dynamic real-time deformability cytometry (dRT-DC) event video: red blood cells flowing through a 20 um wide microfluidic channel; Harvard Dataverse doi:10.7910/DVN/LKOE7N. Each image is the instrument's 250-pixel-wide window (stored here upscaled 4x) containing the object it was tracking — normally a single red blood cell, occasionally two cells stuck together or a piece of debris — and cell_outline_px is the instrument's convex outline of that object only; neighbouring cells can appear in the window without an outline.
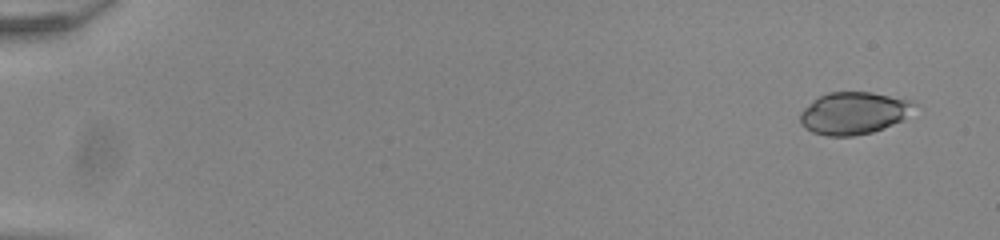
{"species": "common noctule bat (a hibernating species)", "species_latin": "Nyctalus noctula", "temperature_condition": "room temperature", "stored_images_in_passage": 17, "camera_frame_rate_fps": 3000, "um_per_image_px": 0.085, "animal": {"sex": "male", "body_mass_g": 20.0, "forearm_length_mm": 53.3}, "frame": {"image": 1, "passage_image": 1, "time_ms": 0.0, "image_size_px": [1000, 240], "cell_outline_px": [[916, 104], [900, 120], [884, 128], [872, 132], [852, 136], [828, 136], [812, 132], [804, 128], [800, 124], [800, 112], [812, 100], [828, 92], [872, 92], [912, 100]], "centroid_in_image_um": [72.5, 9.61], "position_along_channel_um": 12.5, "area_um2": 27.92}}
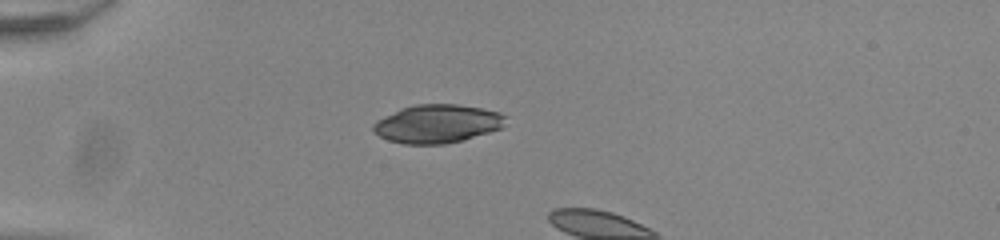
{"frame": {"image": 2, "passage_image": 14, "time_ms": 4.333, "image_size_px": [1000, 240], "cell_outline_px": [[508, 116], [500, 128], [464, 140], [444, 144], [404, 144], [388, 140], [372, 132], [372, 124], [376, 120], [400, 108], [416, 104], [456, 104], [480, 108], [500, 112]], "centroid_in_image_um": [37.13, 10.52], "position_along_channel_um": 47.9, "area_um2": 29.71}}